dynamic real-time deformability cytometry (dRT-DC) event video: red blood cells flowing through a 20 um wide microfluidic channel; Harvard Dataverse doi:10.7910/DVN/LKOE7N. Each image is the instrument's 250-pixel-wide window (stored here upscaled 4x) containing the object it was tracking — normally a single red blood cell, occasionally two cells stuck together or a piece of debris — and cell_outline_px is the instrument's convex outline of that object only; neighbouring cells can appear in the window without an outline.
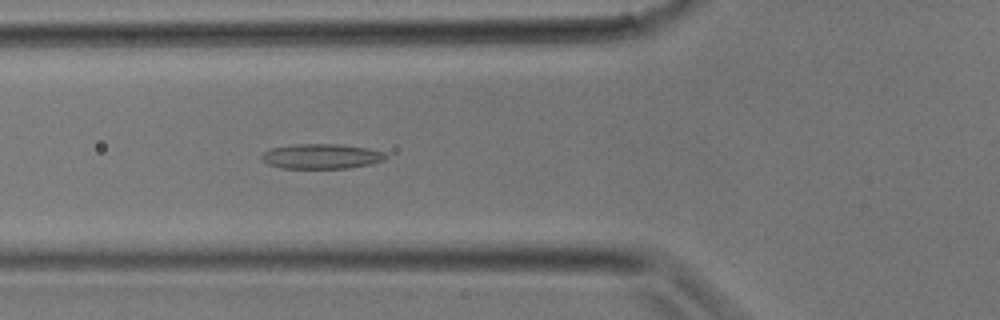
{"species": "common noctule bat (a hibernating species)", "species_latin": "Nyctalus noctula", "temperature_condition": "room temperature", "stored_images_in_passage": 23, "camera_frame_rate_fps": 3000, "um_per_image_px": 0.085, "animal": {"sex": "male", "body_mass_g": 17.9}, "frame": {"image": 1, "passage_image": 2, "time_ms": 0.333, "image_size_px": [1000, 320], "cell_outline_px": [[388, 156], [384, 160], [372, 164], [348, 168], [280, 168], [268, 164], [260, 156], [264, 152], [272, 148], [292, 144], [340, 144], [368, 148], [384, 152]], "centroid_in_image_um": [27.35, 13.28], "position_along_channel_um": 98.5, "area_um2": 18.09}}
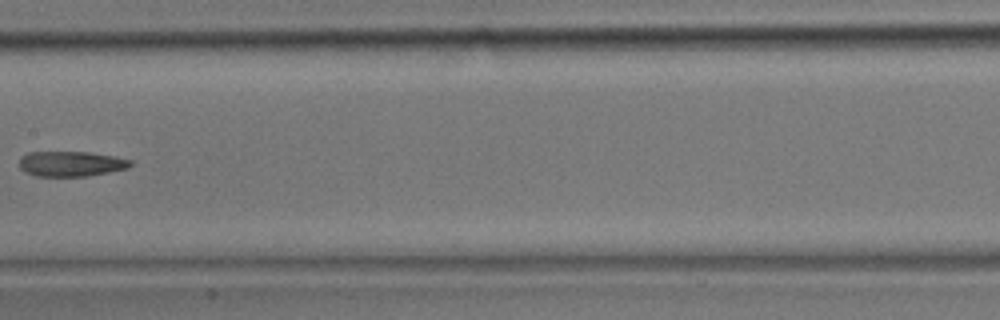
{"frame": {"image": 2, "passage_image": 7, "time_ms": 2.0, "image_size_px": [1000, 320], "cell_outline_px": [[132, 164], [128, 168], [88, 176], [36, 176], [24, 172], [20, 168], [20, 156], [28, 152], [88, 152], [112, 156], [132, 160]], "centroid_in_image_um": [6.01, 13.92], "position_along_channel_um": 201.4, "area_um2": 16.3}}
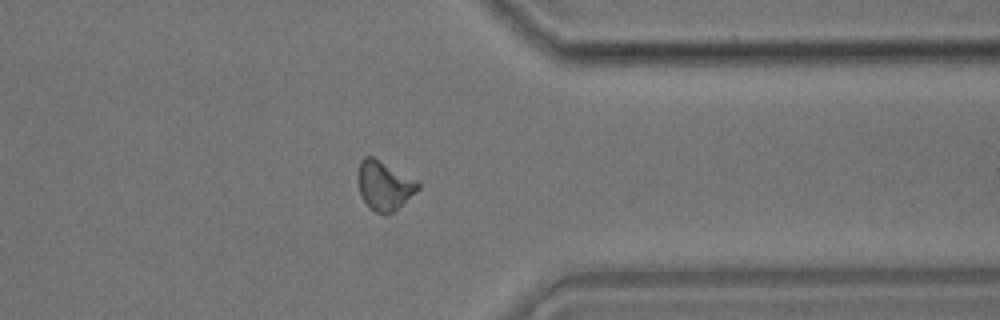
{"frame": {"image": 3, "passage_image": 16, "time_ms": 5.0, "image_size_px": [1000, 320], "cell_outline_px": [[420, 188], [416, 192], [392, 212], [384, 216], [368, 208], [360, 196], [360, 160], [364, 156], [372, 156], [416, 180], [420, 184]], "centroid_in_image_um": [32.67, 15.8], "position_along_channel_um": 378.7, "area_um2": 16.82}}